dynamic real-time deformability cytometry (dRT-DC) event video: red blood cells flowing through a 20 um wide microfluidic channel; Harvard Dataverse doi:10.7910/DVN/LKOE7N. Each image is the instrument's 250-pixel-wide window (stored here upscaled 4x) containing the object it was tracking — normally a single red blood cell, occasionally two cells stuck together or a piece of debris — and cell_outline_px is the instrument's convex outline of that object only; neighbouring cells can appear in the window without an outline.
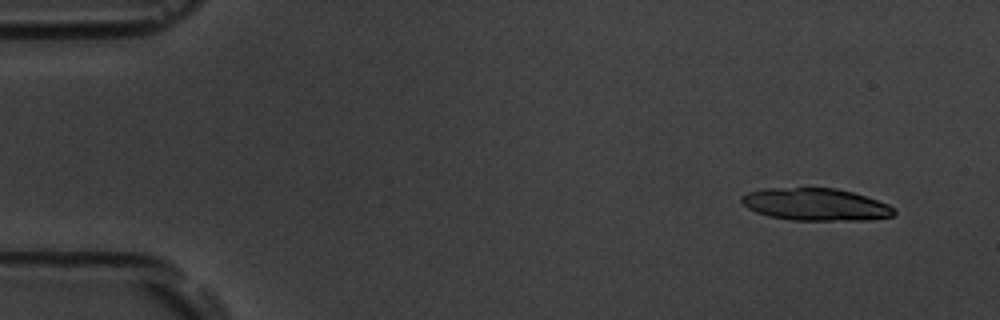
{"species": "common noctule bat (a hibernating species)", "species_latin": "Nyctalus noctula", "temperature_condition": "room temperature", "stored_images_in_passage": 6, "camera_frame_rate_fps": 3000, "um_per_image_px": 0.085, "animal": {"sex": "male", "body_mass_g": 19.5, "forearm_length_mm": 54.6}, "frame": {"image": 1, "passage_image": 1, "time_ms": 0.0, "image_size_px": [1000, 320], "cell_outline_px": [[896, 212], [892, 216], [864, 220], [792, 220], [768, 216], [756, 212], [748, 208], [740, 200], [740, 196], [748, 192], [764, 188], [836, 188], [852, 192], [888, 204], [896, 208]], "centroid_in_image_um": [69.3, 17.38], "position_along_channel_um": 15.7, "area_um2": 28.67}}
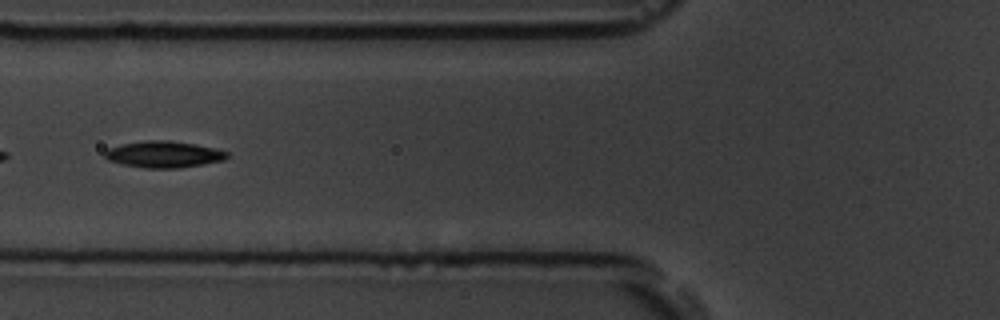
{"frame": {"image": 2, "passage_image": 6, "time_ms": 1.667, "image_size_px": [1000, 320], "cell_outline_px": [[228, 156], [224, 160], [180, 168], [144, 168], [124, 164], [108, 160], [104, 156], [104, 152], [108, 148], [120, 144], [144, 140], [168, 140], [196, 144], [216, 148], [228, 152]], "centroid_in_image_um": [13.91, 13.11], "position_along_channel_um": 111.9, "area_um2": 18.96}}